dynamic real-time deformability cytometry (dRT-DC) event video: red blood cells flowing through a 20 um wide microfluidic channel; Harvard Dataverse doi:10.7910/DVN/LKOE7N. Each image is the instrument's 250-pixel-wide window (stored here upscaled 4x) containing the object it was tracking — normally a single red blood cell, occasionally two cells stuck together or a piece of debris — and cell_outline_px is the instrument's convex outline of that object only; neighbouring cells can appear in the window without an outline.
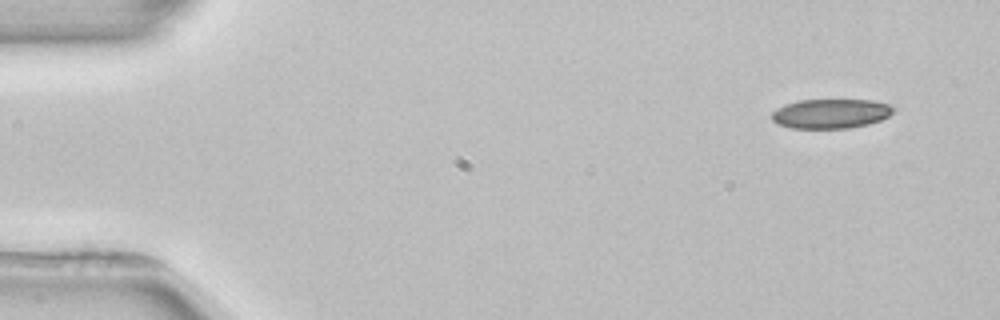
{"species": "common noctule bat (a hibernating species)", "species_latin": "Nyctalus noctula", "temperature_condition": "room temperature", "stored_images_in_passage": 4, "camera_frame_rate_fps": 3000, "um_per_image_px": 0.085, "animal": {"sex": "female", "body_mass_g": 22.7, "forearm_length_mm": 54.2}, "frame": {"image": 1, "passage_image": 1, "time_ms": 0.0, "image_size_px": [1000, 320], "cell_outline_px": [[896, 108], [888, 116], [880, 120], [868, 124], [848, 128], [792, 128], [776, 124], [772, 120], [772, 112], [776, 108], [784, 104], [800, 100], [872, 100], [888, 104]], "centroid_in_image_um": [70.59, 9.65], "position_along_channel_um": 14.4, "area_um2": 20.92}}
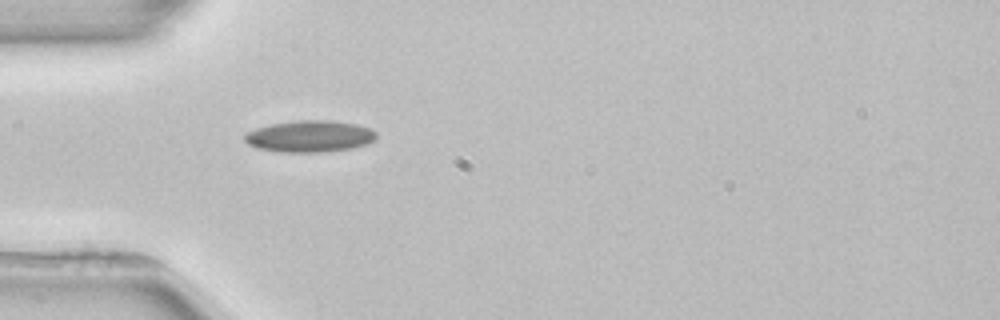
{"frame": {"image": 2, "passage_image": 4, "time_ms": 4.0, "image_size_px": [1000, 320], "cell_outline_px": [[376, 140], [352, 148], [324, 152], [280, 152], [260, 148], [248, 144], [244, 140], [244, 136], [248, 132], [256, 128], [272, 124], [296, 120], [328, 120], [356, 124], [368, 128], [376, 132]], "centroid_in_image_um": [26.33, 11.58], "position_along_channel_um": 58.7, "area_um2": 24.1}}